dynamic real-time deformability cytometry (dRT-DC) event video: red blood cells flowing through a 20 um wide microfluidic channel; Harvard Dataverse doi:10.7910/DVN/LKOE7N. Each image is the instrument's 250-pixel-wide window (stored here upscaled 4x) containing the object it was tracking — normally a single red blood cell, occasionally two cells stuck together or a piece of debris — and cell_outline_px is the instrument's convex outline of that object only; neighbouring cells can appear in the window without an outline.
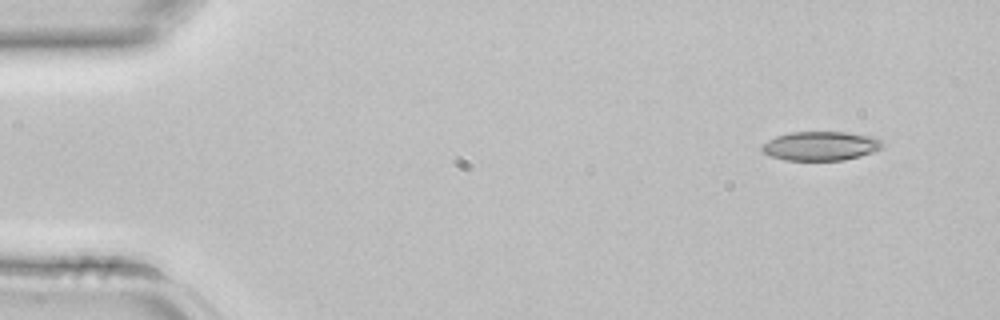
{"species": "common noctule bat (a hibernating species)", "species_latin": "Nyctalus noctula", "temperature_condition": "room temperature", "stored_images_in_passage": 3, "camera_frame_rate_fps": 3000, "um_per_image_px": 0.085, "animal": {"sex": "female", "body_mass_g": 22.7, "forearm_length_mm": 54.2}, "frame": {"image": 1, "passage_image": 1, "time_ms": 0.0, "image_size_px": [1000, 320], "cell_outline_px": [[884, 144], [880, 148], [872, 152], [860, 156], [844, 160], [784, 160], [772, 156], [764, 152], [760, 148], [768, 140], [776, 136], [792, 132], [848, 132], [876, 136]], "centroid_in_image_um": [69.79, 12.4], "position_along_channel_um": 15.2, "area_um2": 20.4}}
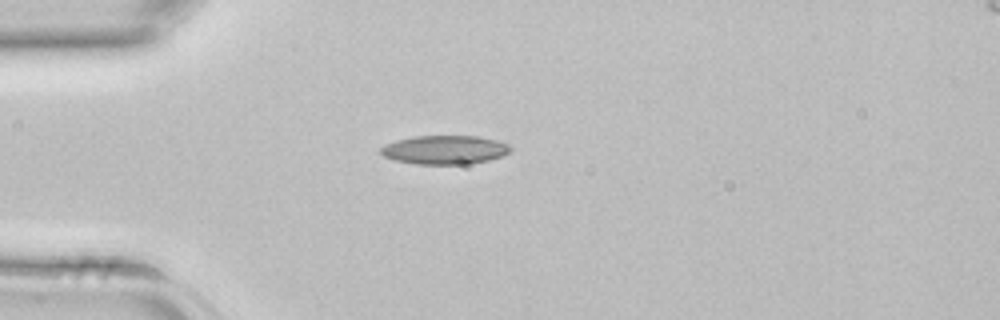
{"frame": {"image": 2, "passage_image": 3, "time_ms": 0.667, "image_size_px": [1000, 320], "cell_outline_px": [[512, 148], [508, 152], [500, 156], [488, 160], [468, 164], [416, 164], [396, 160], [384, 156], [380, 152], [380, 148], [396, 140], [412, 136], [476, 136], [496, 140], [508, 144]], "centroid_in_image_um": [37.79, 12.73], "position_along_channel_um": 47.2, "area_um2": 21.56}}